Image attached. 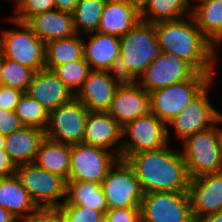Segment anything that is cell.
I'll use <instances>...</instances> for the list:
<instances>
[{"label": "cell", "instance_id": "1", "mask_svg": "<svg viewBox=\"0 0 222 222\" xmlns=\"http://www.w3.org/2000/svg\"><path fill=\"white\" fill-rule=\"evenodd\" d=\"M161 52L174 54L192 65L198 72L217 73V47L200 31L193 17L155 23Z\"/></svg>", "mask_w": 222, "mask_h": 222}, {"label": "cell", "instance_id": "2", "mask_svg": "<svg viewBox=\"0 0 222 222\" xmlns=\"http://www.w3.org/2000/svg\"><path fill=\"white\" fill-rule=\"evenodd\" d=\"M169 145L155 151L132 154L126 159L143 193H188L190 178L183 155L179 149Z\"/></svg>", "mask_w": 222, "mask_h": 222}, {"label": "cell", "instance_id": "3", "mask_svg": "<svg viewBox=\"0 0 222 222\" xmlns=\"http://www.w3.org/2000/svg\"><path fill=\"white\" fill-rule=\"evenodd\" d=\"M160 52L155 23L140 20L120 38V54L113 74L121 82H136Z\"/></svg>", "mask_w": 222, "mask_h": 222}, {"label": "cell", "instance_id": "4", "mask_svg": "<svg viewBox=\"0 0 222 222\" xmlns=\"http://www.w3.org/2000/svg\"><path fill=\"white\" fill-rule=\"evenodd\" d=\"M17 29H6L0 37L3 57L18 62L35 72L45 69L46 44L25 23L9 17Z\"/></svg>", "mask_w": 222, "mask_h": 222}, {"label": "cell", "instance_id": "5", "mask_svg": "<svg viewBox=\"0 0 222 222\" xmlns=\"http://www.w3.org/2000/svg\"><path fill=\"white\" fill-rule=\"evenodd\" d=\"M211 81L210 74L197 72L190 80L150 92V112L167 125Z\"/></svg>", "mask_w": 222, "mask_h": 222}, {"label": "cell", "instance_id": "6", "mask_svg": "<svg viewBox=\"0 0 222 222\" xmlns=\"http://www.w3.org/2000/svg\"><path fill=\"white\" fill-rule=\"evenodd\" d=\"M180 149L189 178L222 172L217 125L199 131L183 140Z\"/></svg>", "mask_w": 222, "mask_h": 222}, {"label": "cell", "instance_id": "7", "mask_svg": "<svg viewBox=\"0 0 222 222\" xmlns=\"http://www.w3.org/2000/svg\"><path fill=\"white\" fill-rule=\"evenodd\" d=\"M15 174L37 207H60L66 201L67 181L63 177L34 163L16 166Z\"/></svg>", "mask_w": 222, "mask_h": 222}, {"label": "cell", "instance_id": "8", "mask_svg": "<svg viewBox=\"0 0 222 222\" xmlns=\"http://www.w3.org/2000/svg\"><path fill=\"white\" fill-rule=\"evenodd\" d=\"M122 138L123 160L132 154L159 150L169 144L167 125L151 112L122 127Z\"/></svg>", "mask_w": 222, "mask_h": 222}, {"label": "cell", "instance_id": "9", "mask_svg": "<svg viewBox=\"0 0 222 222\" xmlns=\"http://www.w3.org/2000/svg\"><path fill=\"white\" fill-rule=\"evenodd\" d=\"M108 210L140 208L143 192L133 168L126 160L118 159L101 182Z\"/></svg>", "mask_w": 222, "mask_h": 222}, {"label": "cell", "instance_id": "10", "mask_svg": "<svg viewBox=\"0 0 222 222\" xmlns=\"http://www.w3.org/2000/svg\"><path fill=\"white\" fill-rule=\"evenodd\" d=\"M119 158L110 151L79 143L70 146V172L67 181L99 183Z\"/></svg>", "mask_w": 222, "mask_h": 222}, {"label": "cell", "instance_id": "11", "mask_svg": "<svg viewBox=\"0 0 222 222\" xmlns=\"http://www.w3.org/2000/svg\"><path fill=\"white\" fill-rule=\"evenodd\" d=\"M140 209L147 222H196L188 193H144Z\"/></svg>", "mask_w": 222, "mask_h": 222}, {"label": "cell", "instance_id": "12", "mask_svg": "<svg viewBox=\"0 0 222 222\" xmlns=\"http://www.w3.org/2000/svg\"><path fill=\"white\" fill-rule=\"evenodd\" d=\"M88 109L73 98L49 112L46 138L66 145L83 143Z\"/></svg>", "mask_w": 222, "mask_h": 222}, {"label": "cell", "instance_id": "13", "mask_svg": "<svg viewBox=\"0 0 222 222\" xmlns=\"http://www.w3.org/2000/svg\"><path fill=\"white\" fill-rule=\"evenodd\" d=\"M212 81L188 105L167 124V138L170 142L169 126L174 128V135L183 141L193 134L205 130L215 124L219 110L212 107L208 91Z\"/></svg>", "mask_w": 222, "mask_h": 222}, {"label": "cell", "instance_id": "14", "mask_svg": "<svg viewBox=\"0 0 222 222\" xmlns=\"http://www.w3.org/2000/svg\"><path fill=\"white\" fill-rule=\"evenodd\" d=\"M198 71L174 54L160 52L136 83L147 92L190 80Z\"/></svg>", "mask_w": 222, "mask_h": 222}, {"label": "cell", "instance_id": "15", "mask_svg": "<svg viewBox=\"0 0 222 222\" xmlns=\"http://www.w3.org/2000/svg\"><path fill=\"white\" fill-rule=\"evenodd\" d=\"M188 194L196 222L209 214L222 211V172L191 178Z\"/></svg>", "mask_w": 222, "mask_h": 222}, {"label": "cell", "instance_id": "16", "mask_svg": "<svg viewBox=\"0 0 222 222\" xmlns=\"http://www.w3.org/2000/svg\"><path fill=\"white\" fill-rule=\"evenodd\" d=\"M107 112L124 127L150 112V95L136 82H122L116 89Z\"/></svg>", "mask_w": 222, "mask_h": 222}, {"label": "cell", "instance_id": "17", "mask_svg": "<svg viewBox=\"0 0 222 222\" xmlns=\"http://www.w3.org/2000/svg\"><path fill=\"white\" fill-rule=\"evenodd\" d=\"M122 126L108 112L89 111L83 143L112 151L121 159Z\"/></svg>", "mask_w": 222, "mask_h": 222}, {"label": "cell", "instance_id": "18", "mask_svg": "<svg viewBox=\"0 0 222 222\" xmlns=\"http://www.w3.org/2000/svg\"><path fill=\"white\" fill-rule=\"evenodd\" d=\"M122 82L110 71L91 70L74 95L88 111L107 112L116 89Z\"/></svg>", "mask_w": 222, "mask_h": 222}, {"label": "cell", "instance_id": "19", "mask_svg": "<svg viewBox=\"0 0 222 222\" xmlns=\"http://www.w3.org/2000/svg\"><path fill=\"white\" fill-rule=\"evenodd\" d=\"M141 20L137 0H106L97 32L121 38Z\"/></svg>", "mask_w": 222, "mask_h": 222}, {"label": "cell", "instance_id": "20", "mask_svg": "<svg viewBox=\"0 0 222 222\" xmlns=\"http://www.w3.org/2000/svg\"><path fill=\"white\" fill-rule=\"evenodd\" d=\"M26 93L49 111L70 102L74 95L52 70L35 72Z\"/></svg>", "mask_w": 222, "mask_h": 222}, {"label": "cell", "instance_id": "21", "mask_svg": "<svg viewBox=\"0 0 222 222\" xmlns=\"http://www.w3.org/2000/svg\"><path fill=\"white\" fill-rule=\"evenodd\" d=\"M83 37V56L91 70L113 72L120 54V38L94 32Z\"/></svg>", "mask_w": 222, "mask_h": 222}, {"label": "cell", "instance_id": "22", "mask_svg": "<svg viewBox=\"0 0 222 222\" xmlns=\"http://www.w3.org/2000/svg\"><path fill=\"white\" fill-rule=\"evenodd\" d=\"M25 23L45 44L55 39L67 38L77 34L72 13L57 9L35 14Z\"/></svg>", "mask_w": 222, "mask_h": 222}, {"label": "cell", "instance_id": "23", "mask_svg": "<svg viewBox=\"0 0 222 222\" xmlns=\"http://www.w3.org/2000/svg\"><path fill=\"white\" fill-rule=\"evenodd\" d=\"M45 137V131L42 129L22 126L13 133L5 135L4 150L15 166L33 163Z\"/></svg>", "mask_w": 222, "mask_h": 222}, {"label": "cell", "instance_id": "24", "mask_svg": "<svg viewBox=\"0 0 222 222\" xmlns=\"http://www.w3.org/2000/svg\"><path fill=\"white\" fill-rule=\"evenodd\" d=\"M0 206L20 222L37 208L16 174L0 177Z\"/></svg>", "mask_w": 222, "mask_h": 222}, {"label": "cell", "instance_id": "25", "mask_svg": "<svg viewBox=\"0 0 222 222\" xmlns=\"http://www.w3.org/2000/svg\"><path fill=\"white\" fill-rule=\"evenodd\" d=\"M191 16L203 35L216 47L222 45V0L194 3Z\"/></svg>", "mask_w": 222, "mask_h": 222}, {"label": "cell", "instance_id": "26", "mask_svg": "<svg viewBox=\"0 0 222 222\" xmlns=\"http://www.w3.org/2000/svg\"><path fill=\"white\" fill-rule=\"evenodd\" d=\"M33 163L50 173L63 177L67 181L70 172V145L45 137Z\"/></svg>", "mask_w": 222, "mask_h": 222}, {"label": "cell", "instance_id": "27", "mask_svg": "<svg viewBox=\"0 0 222 222\" xmlns=\"http://www.w3.org/2000/svg\"><path fill=\"white\" fill-rule=\"evenodd\" d=\"M140 15L142 21L154 24L190 16L191 8L184 0H142L140 2Z\"/></svg>", "mask_w": 222, "mask_h": 222}, {"label": "cell", "instance_id": "28", "mask_svg": "<svg viewBox=\"0 0 222 222\" xmlns=\"http://www.w3.org/2000/svg\"><path fill=\"white\" fill-rule=\"evenodd\" d=\"M66 202L93 209L105 214L108 205L101 184L93 182L67 181Z\"/></svg>", "mask_w": 222, "mask_h": 222}, {"label": "cell", "instance_id": "29", "mask_svg": "<svg viewBox=\"0 0 222 222\" xmlns=\"http://www.w3.org/2000/svg\"><path fill=\"white\" fill-rule=\"evenodd\" d=\"M55 39L46 43L45 69L54 70L67 62L83 59V36Z\"/></svg>", "mask_w": 222, "mask_h": 222}, {"label": "cell", "instance_id": "30", "mask_svg": "<svg viewBox=\"0 0 222 222\" xmlns=\"http://www.w3.org/2000/svg\"><path fill=\"white\" fill-rule=\"evenodd\" d=\"M106 0H79L72 12L74 28L77 34L83 35L97 32L102 10Z\"/></svg>", "mask_w": 222, "mask_h": 222}, {"label": "cell", "instance_id": "31", "mask_svg": "<svg viewBox=\"0 0 222 222\" xmlns=\"http://www.w3.org/2000/svg\"><path fill=\"white\" fill-rule=\"evenodd\" d=\"M49 112L26 92H23L15 108V114L23 126L36 127L44 131L48 124Z\"/></svg>", "mask_w": 222, "mask_h": 222}, {"label": "cell", "instance_id": "32", "mask_svg": "<svg viewBox=\"0 0 222 222\" xmlns=\"http://www.w3.org/2000/svg\"><path fill=\"white\" fill-rule=\"evenodd\" d=\"M53 71L75 95L87 79L91 69L88 62L83 58L59 65Z\"/></svg>", "mask_w": 222, "mask_h": 222}, {"label": "cell", "instance_id": "33", "mask_svg": "<svg viewBox=\"0 0 222 222\" xmlns=\"http://www.w3.org/2000/svg\"><path fill=\"white\" fill-rule=\"evenodd\" d=\"M35 71L3 57L2 85L26 92Z\"/></svg>", "mask_w": 222, "mask_h": 222}, {"label": "cell", "instance_id": "34", "mask_svg": "<svg viewBox=\"0 0 222 222\" xmlns=\"http://www.w3.org/2000/svg\"><path fill=\"white\" fill-rule=\"evenodd\" d=\"M14 13L11 18L26 22L31 16L55 9L54 0H16Z\"/></svg>", "mask_w": 222, "mask_h": 222}, {"label": "cell", "instance_id": "35", "mask_svg": "<svg viewBox=\"0 0 222 222\" xmlns=\"http://www.w3.org/2000/svg\"><path fill=\"white\" fill-rule=\"evenodd\" d=\"M65 222H99L104 214L90 208L69 205L66 201L60 206Z\"/></svg>", "mask_w": 222, "mask_h": 222}, {"label": "cell", "instance_id": "36", "mask_svg": "<svg viewBox=\"0 0 222 222\" xmlns=\"http://www.w3.org/2000/svg\"><path fill=\"white\" fill-rule=\"evenodd\" d=\"M22 222H65L60 207H37Z\"/></svg>", "mask_w": 222, "mask_h": 222}, {"label": "cell", "instance_id": "37", "mask_svg": "<svg viewBox=\"0 0 222 222\" xmlns=\"http://www.w3.org/2000/svg\"><path fill=\"white\" fill-rule=\"evenodd\" d=\"M107 222H137L141 217L140 208L110 209L104 214Z\"/></svg>", "mask_w": 222, "mask_h": 222}, {"label": "cell", "instance_id": "38", "mask_svg": "<svg viewBox=\"0 0 222 222\" xmlns=\"http://www.w3.org/2000/svg\"><path fill=\"white\" fill-rule=\"evenodd\" d=\"M23 92L17 88L0 85V109L15 111Z\"/></svg>", "mask_w": 222, "mask_h": 222}, {"label": "cell", "instance_id": "39", "mask_svg": "<svg viewBox=\"0 0 222 222\" xmlns=\"http://www.w3.org/2000/svg\"><path fill=\"white\" fill-rule=\"evenodd\" d=\"M20 119L15 111L0 109V134L8 135L22 127Z\"/></svg>", "mask_w": 222, "mask_h": 222}, {"label": "cell", "instance_id": "40", "mask_svg": "<svg viewBox=\"0 0 222 222\" xmlns=\"http://www.w3.org/2000/svg\"><path fill=\"white\" fill-rule=\"evenodd\" d=\"M16 166L5 150H0V177L15 175Z\"/></svg>", "mask_w": 222, "mask_h": 222}, {"label": "cell", "instance_id": "41", "mask_svg": "<svg viewBox=\"0 0 222 222\" xmlns=\"http://www.w3.org/2000/svg\"><path fill=\"white\" fill-rule=\"evenodd\" d=\"M79 0H54L55 9L72 13L77 6Z\"/></svg>", "mask_w": 222, "mask_h": 222}, {"label": "cell", "instance_id": "42", "mask_svg": "<svg viewBox=\"0 0 222 222\" xmlns=\"http://www.w3.org/2000/svg\"><path fill=\"white\" fill-rule=\"evenodd\" d=\"M0 222H20L10 212L0 206Z\"/></svg>", "mask_w": 222, "mask_h": 222}, {"label": "cell", "instance_id": "43", "mask_svg": "<svg viewBox=\"0 0 222 222\" xmlns=\"http://www.w3.org/2000/svg\"><path fill=\"white\" fill-rule=\"evenodd\" d=\"M199 222H222V211L209 214L202 218Z\"/></svg>", "mask_w": 222, "mask_h": 222}, {"label": "cell", "instance_id": "44", "mask_svg": "<svg viewBox=\"0 0 222 222\" xmlns=\"http://www.w3.org/2000/svg\"><path fill=\"white\" fill-rule=\"evenodd\" d=\"M216 125L222 124V118L218 115L215 121ZM217 126V131H218V141H219V149H220V156L222 160V126L219 127Z\"/></svg>", "mask_w": 222, "mask_h": 222}, {"label": "cell", "instance_id": "45", "mask_svg": "<svg viewBox=\"0 0 222 222\" xmlns=\"http://www.w3.org/2000/svg\"><path fill=\"white\" fill-rule=\"evenodd\" d=\"M2 67H3V54L0 51V85H2Z\"/></svg>", "mask_w": 222, "mask_h": 222}, {"label": "cell", "instance_id": "46", "mask_svg": "<svg viewBox=\"0 0 222 222\" xmlns=\"http://www.w3.org/2000/svg\"><path fill=\"white\" fill-rule=\"evenodd\" d=\"M5 148V135L0 134V150H4Z\"/></svg>", "mask_w": 222, "mask_h": 222}, {"label": "cell", "instance_id": "47", "mask_svg": "<svg viewBox=\"0 0 222 222\" xmlns=\"http://www.w3.org/2000/svg\"><path fill=\"white\" fill-rule=\"evenodd\" d=\"M186 3H187V5L190 7V8H193V6H194V4H193V2H201V1H204V0H184ZM192 1V2H191Z\"/></svg>", "mask_w": 222, "mask_h": 222}, {"label": "cell", "instance_id": "48", "mask_svg": "<svg viewBox=\"0 0 222 222\" xmlns=\"http://www.w3.org/2000/svg\"><path fill=\"white\" fill-rule=\"evenodd\" d=\"M137 222H147V221H145L142 217H140V219Z\"/></svg>", "mask_w": 222, "mask_h": 222}, {"label": "cell", "instance_id": "49", "mask_svg": "<svg viewBox=\"0 0 222 222\" xmlns=\"http://www.w3.org/2000/svg\"><path fill=\"white\" fill-rule=\"evenodd\" d=\"M99 222H107V220L103 217Z\"/></svg>", "mask_w": 222, "mask_h": 222}, {"label": "cell", "instance_id": "50", "mask_svg": "<svg viewBox=\"0 0 222 222\" xmlns=\"http://www.w3.org/2000/svg\"><path fill=\"white\" fill-rule=\"evenodd\" d=\"M218 115L222 118V112L219 111V114H218Z\"/></svg>", "mask_w": 222, "mask_h": 222}]
</instances>
